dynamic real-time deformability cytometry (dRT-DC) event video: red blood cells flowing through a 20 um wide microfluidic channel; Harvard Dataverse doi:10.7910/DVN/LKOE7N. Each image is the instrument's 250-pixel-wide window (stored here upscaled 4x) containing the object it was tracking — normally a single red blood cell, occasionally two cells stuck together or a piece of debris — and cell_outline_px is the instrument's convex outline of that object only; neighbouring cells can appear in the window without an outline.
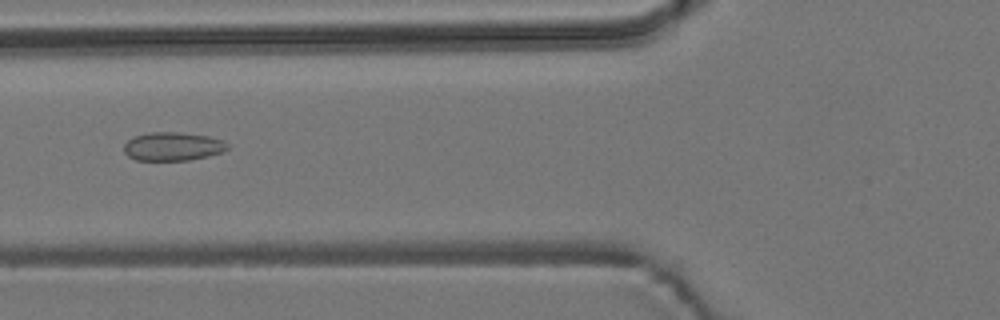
{"species": "common noctule bat (a hibernating species)", "species_latin": "Nyctalus noctula", "temperature_condition": "room temperature", "stored_images_in_passage": 8, "camera_frame_rate_fps": 3000, "um_per_image_px": 0.085, "animal": {"sex": "male", "body_mass_g": 19.2, "forearm_length_mm": 51.8}, "frame": {"image": 1, "passage_image": 6, "time_ms": 5.667, "image_size_px": [1000, 320], "cell_outline_px": [[228, 148], [220, 152], [208, 156], [188, 160], [136, 160], [128, 156], [124, 152], [124, 144], [128, 140], [136, 136], [148, 132], [180, 132], [208, 136], [224, 140], [228, 144]], "centroid_in_image_um": [14.68, 12.44], "position_along_channel_um": 111.1, "area_um2": 17.17}}
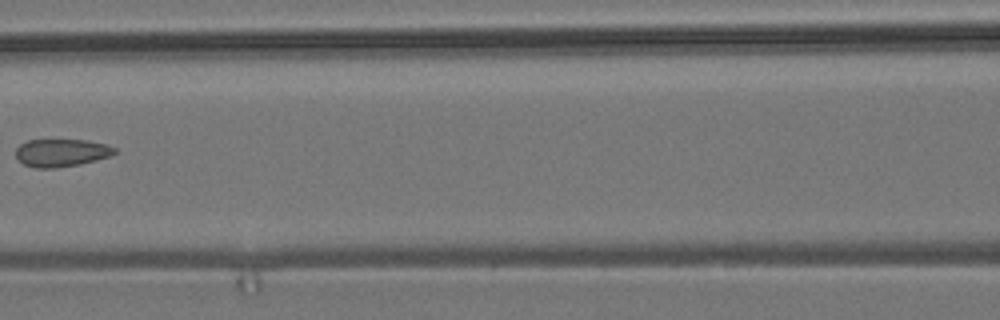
{"frame": {"image": 2, "passage_image": 7, "time_ms": 7.0, "image_size_px": [1000, 320], "cell_outline_px": [[116, 152], [108, 156], [96, 160], [80, 164], [52, 168], [32, 168], [24, 164], [16, 156], [16, 148], [20, 144], [28, 140], [88, 140], [108, 144], [116, 148]], "centroid_in_image_um": [5.22, 12.98], "position_along_channel_um": 161.4, "area_um2": 15.95}}
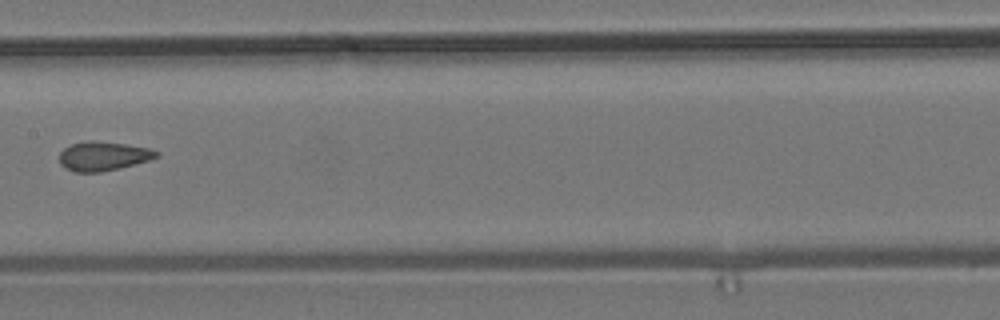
{"frame": {"image": 3, "passage_image": 8, "time_ms": 8.0, "image_size_px": [1000, 320], "cell_outline_px": [[160, 156], [148, 160], [120, 168], [100, 172], [76, 172], [64, 168], [60, 164], [60, 152], [64, 148], [72, 144], [92, 140], [124, 144], [148, 148], [160, 152]], "centroid_in_image_um": [8.77, 13.27], "position_along_channel_um": 198.6, "area_um2": 16.36}}